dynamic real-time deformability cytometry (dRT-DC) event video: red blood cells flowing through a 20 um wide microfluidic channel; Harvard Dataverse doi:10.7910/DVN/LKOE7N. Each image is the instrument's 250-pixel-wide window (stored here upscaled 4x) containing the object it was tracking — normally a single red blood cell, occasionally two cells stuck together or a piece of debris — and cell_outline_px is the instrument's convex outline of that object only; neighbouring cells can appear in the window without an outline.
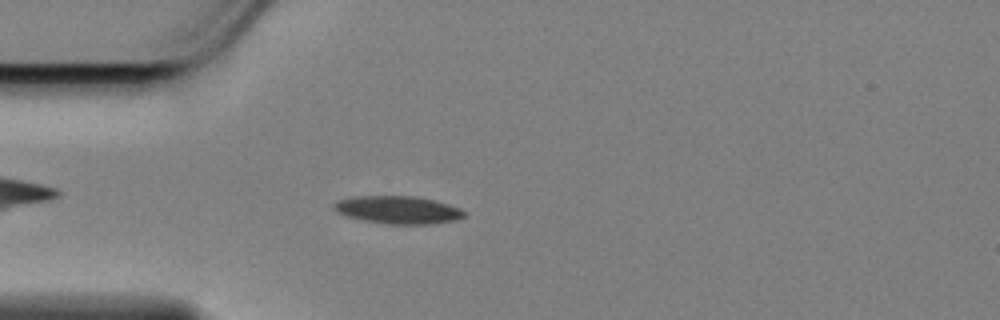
{"species": "Egyptian fruit bat (a non-hibernating species)", "species_latin": "Rousettus aegyptiacus", "temperature_condition": "cold", "stored_images_in_passage": 50, "camera_frame_rate_fps": 3000, "um_per_image_px": 0.085, "animal": {"sex": "female"}, "frame": {"image": 1, "passage_image": 8, "time_ms": 2.333, "image_size_px": [1000, 320], "cell_outline_px": [[468, 212], [464, 216], [456, 220], [432, 224], [384, 224], [364, 220], [348, 216], [336, 212], [332, 208], [332, 204], [336, 200], [356, 196], [412, 196], [436, 200], [460, 208]], "centroid_in_image_um": [33.83, 17.84], "position_along_channel_um": 51.2, "area_um2": 21.27}}
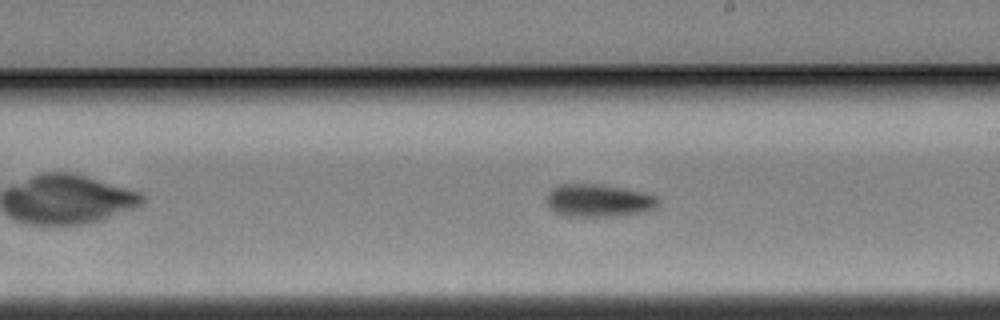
{"frame": {"image": 2, "passage_image": 25, "time_ms": 8.0, "image_size_px": [1000, 320], "cell_outline_px": [[660, 200], [656, 208], [640, 212], [616, 216], [564, 216], [552, 212], [548, 208], [544, 200], [548, 192], [552, 188], [560, 184], [604, 184], [640, 192], [656, 196]], "centroid_in_image_um": [50.79, 17.05], "position_along_channel_um": 238.2, "area_um2": 21.5}}
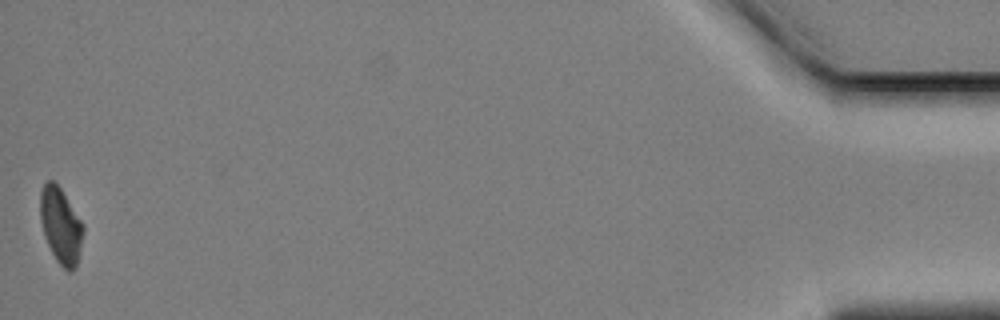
{"frame": {"image": 3, "passage_image": 50, "time_ms": 16.333, "image_size_px": [1000, 320], "cell_outline_px": [[84, 232], [76, 268], [72, 272], [68, 272], [56, 260], [44, 236], [40, 220], [40, 192], [44, 184], [48, 180], [52, 180], [60, 188], [84, 224]], "centroid_in_image_um": [5.17, 19.2], "position_along_channel_um": 430.0, "area_um2": 19.02}, "authors_computed_cell_mechanics": {"area_um2": 20.3745, "velocity_mm_per_s": 3.4385, "shape_relaxation_time_tau1_ms": 8.385, "shape_relaxation_time_tau2_ms": null, "deformation_change_tau1": 0.1712, "deformation_change_tau2": null}}